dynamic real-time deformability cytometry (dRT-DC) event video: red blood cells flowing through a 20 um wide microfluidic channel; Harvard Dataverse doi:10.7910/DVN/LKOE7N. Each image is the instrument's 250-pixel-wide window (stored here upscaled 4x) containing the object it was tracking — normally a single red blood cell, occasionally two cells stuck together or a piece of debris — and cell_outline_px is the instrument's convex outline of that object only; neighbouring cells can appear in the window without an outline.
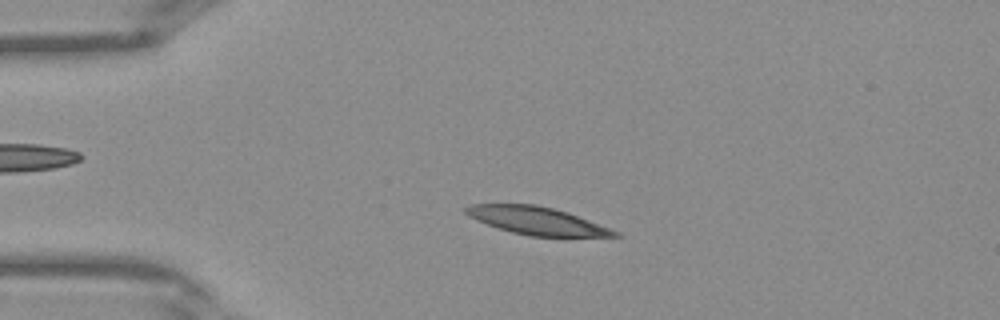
{"species": "Egyptian fruit bat (a non-hibernating species)", "species_latin": "Rousettus aegyptiacus", "temperature_condition": "warm", "stored_images_in_passage": 39, "camera_frame_rate_fps": 3000, "um_per_image_px": 0.085, "frame": {"image": 1, "passage_image": 8, "time_ms": 2.333, "image_size_px": [1000, 320], "cell_outline_px": [[620, 236], [528, 236], [496, 228], [476, 220], [468, 216], [464, 212], [464, 208], [468, 204], [536, 204], [568, 212], [620, 232]], "centroid_in_image_um": [45.57, 18.75], "position_along_channel_um": 39.4, "area_um2": 23.99}}
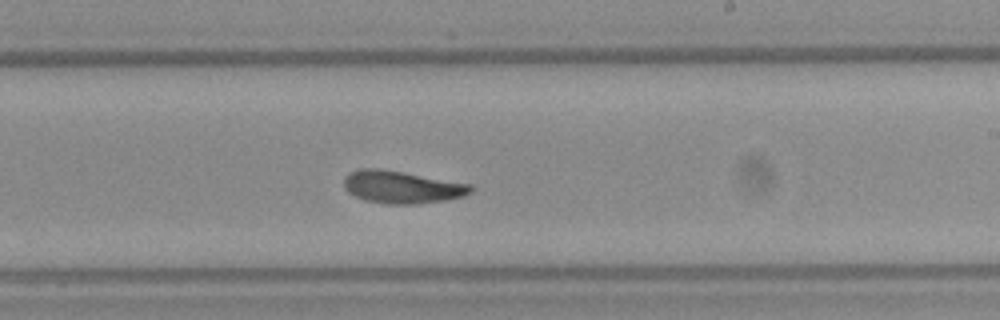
{"frame": {"image": 2, "passage_image": 23, "time_ms": 7.333, "image_size_px": [1000, 320], "cell_outline_px": [[476, 188], [472, 192], [464, 196], [444, 200], [420, 204], [388, 204], [364, 200], [348, 192], [344, 188], [344, 176], [348, 172], [360, 168], [380, 168], [404, 172], [472, 184]], "centroid_in_image_um": [34.17, 15.89], "position_along_channel_um": 254.8, "area_um2": 24.33}}
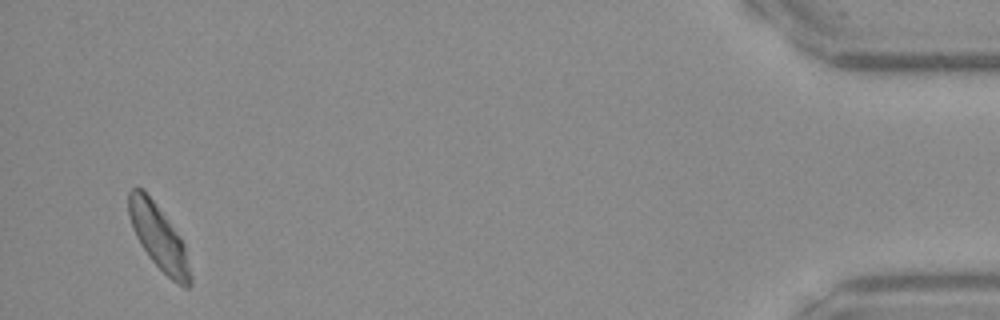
{"frame": {"image": 3, "passage_image": 38, "time_ms": 12.333, "image_size_px": [1000, 320], "cell_outline_px": [[192, 284], [188, 288], [184, 288], [172, 280], [148, 256], [140, 244], [136, 236], [128, 216], [128, 192], [132, 188], [144, 188], [156, 204], [184, 244], [192, 276]], "centroid_in_image_um": [13.47, 20.17], "position_along_channel_um": 421.7, "area_um2": 23.0}}